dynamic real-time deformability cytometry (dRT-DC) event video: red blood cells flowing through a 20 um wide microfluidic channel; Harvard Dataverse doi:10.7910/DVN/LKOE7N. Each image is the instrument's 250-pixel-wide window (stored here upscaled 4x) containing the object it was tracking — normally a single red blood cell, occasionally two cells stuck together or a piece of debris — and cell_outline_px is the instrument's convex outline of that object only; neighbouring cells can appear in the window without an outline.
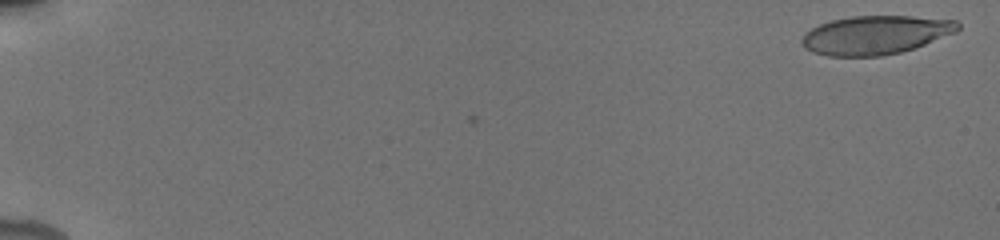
{"species": "human", "species_latin": "Homo sapiens", "temperature_condition": "cold", "stored_images_in_passage": 14, "camera_frame_rate_fps": 3000, "um_per_image_px": 0.085, "donor": {"sex": "male"}, "frame": {"image": 1, "passage_image": 2, "time_ms": 0.333, "image_size_px": [1000, 240], "cell_outline_px": [[960, 28], [956, 32], [924, 44], [900, 52], [880, 56], [828, 56], [812, 52], [804, 48], [800, 40], [804, 32], [820, 24], [832, 20], [852, 16], [912, 16], [956, 20], [960, 24]], "centroid_in_image_um": [74.39, 2.97], "position_along_channel_um": 10.6, "area_um2": 35.14}}